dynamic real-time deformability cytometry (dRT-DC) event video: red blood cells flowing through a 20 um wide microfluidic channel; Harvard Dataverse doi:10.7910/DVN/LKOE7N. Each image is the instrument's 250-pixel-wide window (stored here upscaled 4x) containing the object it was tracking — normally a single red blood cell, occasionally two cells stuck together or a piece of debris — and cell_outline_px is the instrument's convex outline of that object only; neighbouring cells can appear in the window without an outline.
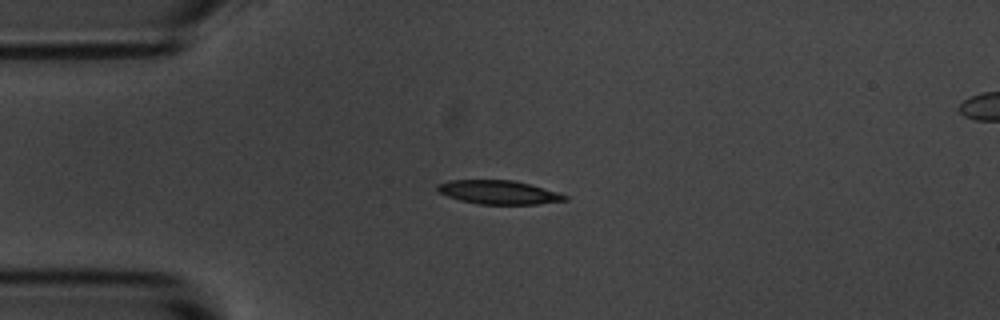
{"species": "common noctule bat (a hibernating species)", "species_latin": "Nyctalus noctula", "temperature_condition": "room temperature", "stored_images_in_passage": 9, "camera_frame_rate_fps": 3000, "um_per_image_px": 0.085, "animal": {"sex": "male", "body_mass_g": 20.1, "forearm_length_mm": 53.5}, "frame": {"image": 1, "passage_image": 2, "time_ms": 2.0, "image_size_px": [1000, 320], "cell_outline_px": [[568, 200], [536, 204], [480, 204], [460, 200], [448, 196], [440, 192], [436, 188], [436, 184], [448, 180], [512, 180], [528, 184], [556, 192], [568, 196]], "centroid_in_image_um": [42.35, 16.34], "position_along_channel_um": 42.7, "area_um2": 17.4}}
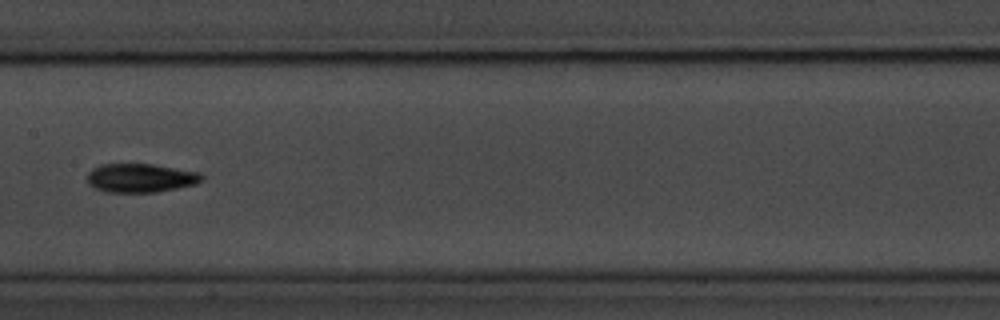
{"frame": {"image": 2, "passage_image": 6, "time_ms": 6.667, "image_size_px": [1000, 320], "cell_outline_px": [[204, 180], [196, 184], [156, 192], [108, 192], [96, 188], [88, 184], [88, 172], [92, 168], [100, 164], [152, 164], [200, 172], [204, 176]], "centroid_in_image_um": [11.97, 15.12], "position_along_channel_um": 195.4, "area_um2": 19.25}}